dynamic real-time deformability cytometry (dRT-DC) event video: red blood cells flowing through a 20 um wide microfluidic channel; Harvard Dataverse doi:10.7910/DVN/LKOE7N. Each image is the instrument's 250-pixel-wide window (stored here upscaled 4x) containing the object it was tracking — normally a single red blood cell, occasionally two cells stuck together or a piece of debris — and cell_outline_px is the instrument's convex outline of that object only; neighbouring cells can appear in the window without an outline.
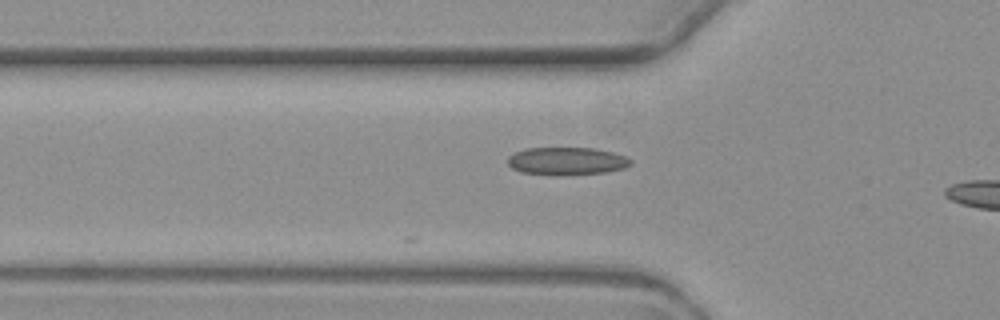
{"species": "common noctule bat (a hibernating species)", "species_latin": "Nyctalus noctula", "temperature_condition": "warm", "stored_images_in_passage": 4, "segment_of_instrument_passage": [1, 2], "camera_frame_rate_fps": 3000, "um_per_image_px": 0.085, "animal": {"sex": "female", "body_mass_g": 19.3, "forearm_length_mm": 54.1}, "frame": {"image": 1, "passage_image": 3, "time_ms": 2.667, "image_size_px": [1000, 320], "cell_outline_px": [[632, 164], [624, 168], [604, 172], [520, 172], [512, 168], [508, 164], [508, 156], [524, 148], [592, 148], [612, 152], [624, 156], [632, 160]], "centroid_in_image_um": [48.18, 13.63], "position_along_channel_um": 77.6, "area_um2": 18.73}}